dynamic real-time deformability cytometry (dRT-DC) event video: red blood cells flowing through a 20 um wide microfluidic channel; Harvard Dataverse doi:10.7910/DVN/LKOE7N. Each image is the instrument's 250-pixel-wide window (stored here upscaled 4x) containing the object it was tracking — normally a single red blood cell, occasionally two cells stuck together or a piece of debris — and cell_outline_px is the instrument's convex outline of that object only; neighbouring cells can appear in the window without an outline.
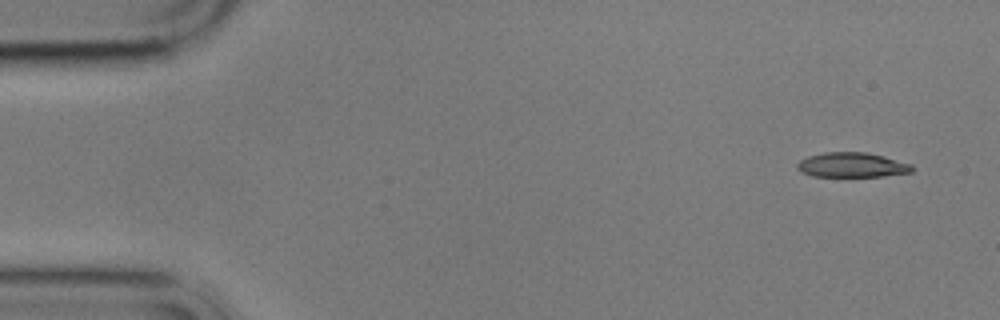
{"species": "common noctule bat (a hibernating species)", "species_latin": "Nyctalus noctula", "temperature_condition": "cold", "stored_images_in_passage": 6, "camera_frame_rate_fps": 3000, "um_per_image_px": 0.085, "animal": {"sex": "male", "body_mass_g": 17.9}, "frame": {"image": 1, "passage_image": 1, "time_ms": 0.0, "image_size_px": [1000, 320], "cell_outline_px": [[916, 168], [912, 172], [884, 176], [812, 176], [796, 168], [796, 164], [800, 160], [808, 156], [824, 152], [868, 152], [884, 156], [912, 164]], "centroid_in_image_um": [72.46, 14.01], "position_along_channel_um": 12.5, "area_um2": 16.65}}
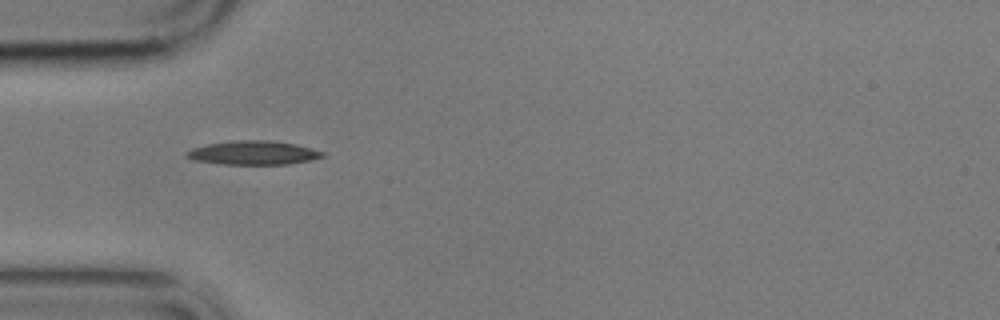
{"frame": {"image": 2, "passage_image": 5, "time_ms": 4.667, "image_size_px": [1000, 320], "cell_outline_px": [[324, 156], [312, 160], [288, 164], [224, 164], [196, 160], [184, 156], [184, 152], [192, 148], [208, 144], [232, 140], [268, 140], [296, 144], [312, 148], [324, 152]], "centroid_in_image_um": [21.53, 12.98], "position_along_channel_um": 63.5, "area_um2": 18.9}}
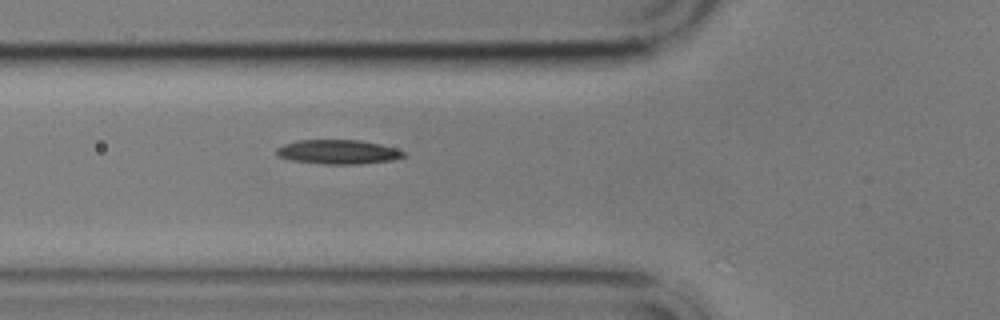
{"frame": {"image": 3, "passage_image": 6, "time_ms": 5.667, "image_size_px": [1000, 320], "cell_outline_px": [[408, 156], [392, 160], [360, 164], [324, 164], [292, 160], [276, 156], [276, 148], [284, 144], [296, 140], [360, 140], [380, 144], [396, 148], [404, 152]], "centroid_in_image_um": [28.74, 12.91], "position_along_channel_um": 97.1, "area_um2": 18.09}}